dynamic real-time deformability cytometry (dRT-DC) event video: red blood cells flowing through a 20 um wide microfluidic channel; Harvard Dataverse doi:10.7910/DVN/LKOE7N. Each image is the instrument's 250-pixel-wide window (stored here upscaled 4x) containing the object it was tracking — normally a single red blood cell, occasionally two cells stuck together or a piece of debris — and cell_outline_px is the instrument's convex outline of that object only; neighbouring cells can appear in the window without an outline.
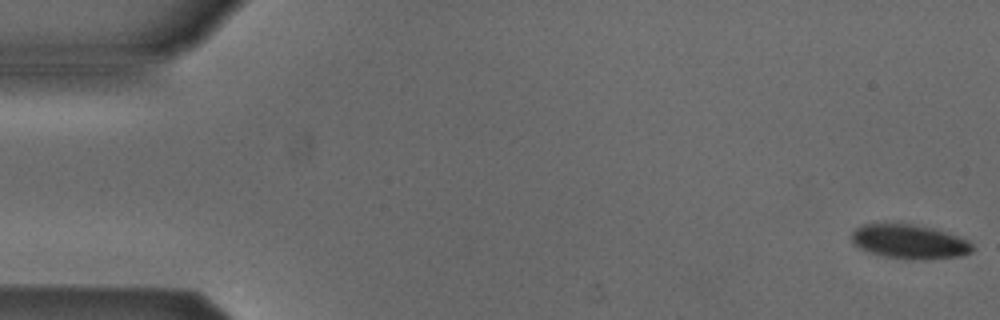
{"species": "Egyptian fruit bat (a non-hibernating species)", "species_latin": "Rousettus aegyptiacus", "temperature_condition": "cold", "stored_images_in_passage": 4, "camera_frame_rate_fps": 3000, "um_per_image_px": 0.085, "animal": {"sex": "male"}, "frame": {"image": 1, "passage_image": 1, "time_ms": 0.0, "image_size_px": [1000, 320], "cell_outline_px": [[972, 252], [960, 256], [924, 260], [912, 260], [884, 256], [868, 252], [852, 244], [852, 232], [856, 228], [864, 224], [912, 224], [932, 228], [968, 240], [972, 244]], "centroid_in_image_um": [77.28, 20.56], "position_along_channel_um": 7.7, "area_um2": 23.99}}